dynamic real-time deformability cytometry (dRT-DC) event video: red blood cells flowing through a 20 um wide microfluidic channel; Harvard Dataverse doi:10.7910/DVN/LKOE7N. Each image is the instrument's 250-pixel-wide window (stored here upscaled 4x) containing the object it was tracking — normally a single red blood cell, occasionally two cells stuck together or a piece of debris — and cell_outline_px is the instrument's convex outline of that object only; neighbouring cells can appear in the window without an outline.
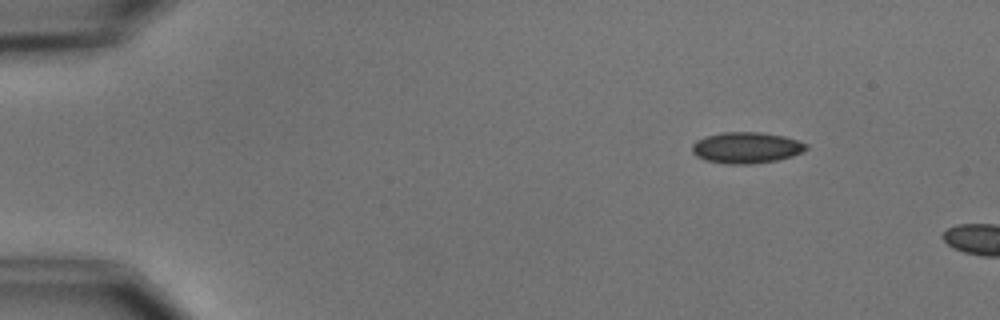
{"species": "common noctule bat (a hibernating species)", "species_latin": "Nyctalus noctula", "temperature_condition": "cold", "stored_images_in_passage": 3, "camera_frame_rate_fps": 3000, "um_per_image_px": 0.085, "animal": {"sex": "male", "body_mass_g": 15.6}, "frame": {"image": 1, "passage_image": 1, "time_ms": 0.0, "image_size_px": [1000, 320], "cell_outline_px": [[808, 148], [792, 156], [776, 160], [752, 164], [724, 164], [708, 160], [696, 156], [692, 152], [692, 144], [696, 140], [704, 136], [724, 132], [760, 132], [784, 136], [808, 144]], "centroid_in_image_um": [63.42, 12.55], "position_along_channel_um": 21.6, "area_um2": 20.69}}